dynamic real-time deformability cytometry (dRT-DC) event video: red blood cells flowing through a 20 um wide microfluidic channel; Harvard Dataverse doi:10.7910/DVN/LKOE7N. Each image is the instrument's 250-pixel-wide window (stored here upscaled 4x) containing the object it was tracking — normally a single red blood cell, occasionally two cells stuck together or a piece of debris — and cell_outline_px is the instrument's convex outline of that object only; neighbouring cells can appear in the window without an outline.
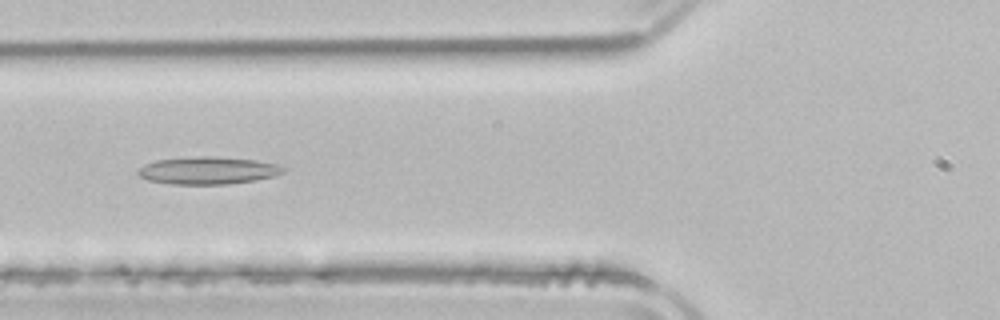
{"species": "common noctule bat (a hibernating species)", "species_latin": "Nyctalus noctula", "temperature_condition": "room temperature", "stored_images_in_passage": 48, "camera_frame_rate_fps": 3000, "um_per_image_px": 0.085, "animal": {"sex": "male", "body_mass_g": 21.5, "forearm_length_mm": 52.0}, "frame": {"image": 1, "passage_image": 16, "time_ms": 5.0, "image_size_px": [1000, 320], "cell_outline_px": [[288, 168], [284, 172], [276, 176], [256, 180], [228, 184], [172, 184], [148, 180], [140, 176], [136, 172], [144, 164], [156, 160], [200, 156], [216, 156], [256, 160], [276, 164]], "centroid_in_image_um": [17.71, 14.49], "position_along_channel_um": 108.1, "area_um2": 23.35}}
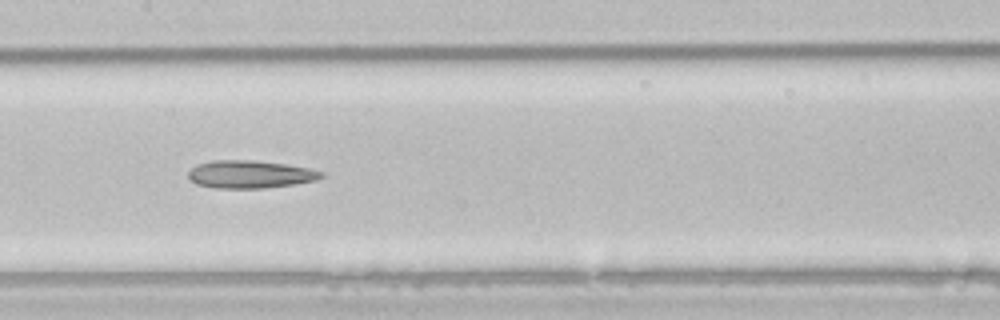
{"frame": {"image": 2, "passage_image": 22, "time_ms": 7.0, "image_size_px": [1000, 320], "cell_outline_px": [[324, 176], [316, 180], [296, 184], [264, 188], [216, 188], [196, 184], [188, 176], [188, 172], [196, 164], [212, 160], [252, 160], [284, 164], [308, 168], [324, 172]], "centroid_in_image_um": [21.25, 14.81], "position_along_channel_um": 186.1, "area_um2": 21.5}}
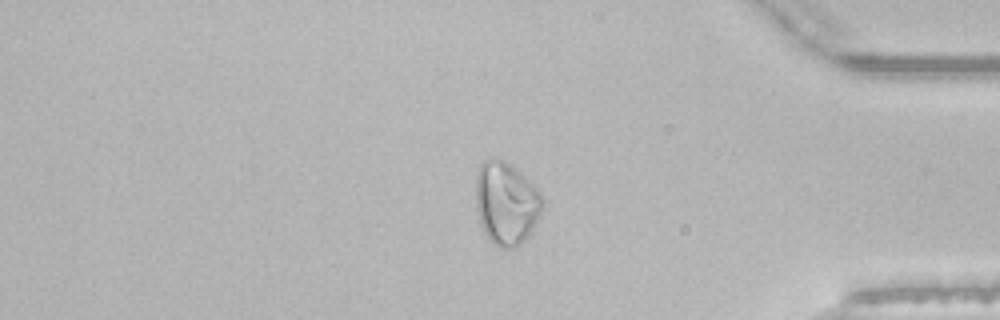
{"frame": {"image": 3, "passage_image": 40, "time_ms": 13.0, "image_size_px": [1000, 320], "cell_outline_px": [[544, 208], [540, 216], [528, 236], [520, 244], [512, 248], [500, 248], [488, 240], [480, 224], [476, 208], [476, 176], [480, 164], [488, 156], [492, 156], [504, 160], [512, 164], [544, 196]], "centroid_in_image_um": [43.02, 17.25], "position_along_channel_um": 392.2, "area_um2": 32.77}, "authors_computed_cell_mechanics": {"area_um2": 26.3857, "velocity_mm_per_s": 3.8733, "shape_relaxation_time_tau1_ms": null, "shape_relaxation_time_tau2_ms": 5.2609, "deformation_change_tau1": null, "deformation_change_tau2": 0.1536}}